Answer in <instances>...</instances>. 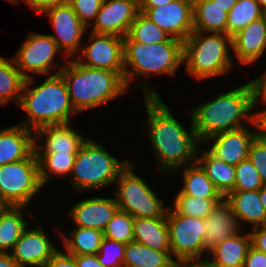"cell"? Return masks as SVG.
Wrapping results in <instances>:
<instances>
[{
  "mask_svg": "<svg viewBox=\"0 0 266 267\" xmlns=\"http://www.w3.org/2000/svg\"><path fill=\"white\" fill-rule=\"evenodd\" d=\"M170 251H157L136 241L126 244L123 267H175Z\"/></svg>",
  "mask_w": 266,
  "mask_h": 267,
  "instance_id": "83f0119b",
  "label": "cell"
},
{
  "mask_svg": "<svg viewBox=\"0 0 266 267\" xmlns=\"http://www.w3.org/2000/svg\"><path fill=\"white\" fill-rule=\"evenodd\" d=\"M225 199L231 204L241 229L243 223L252 228L266 224V210L261 202L260 190L231 191Z\"/></svg>",
  "mask_w": 266,
  "mask_h": 267,
  "instance_id": "603a6c76",
  "label": "cell"
},
{
  "mask_svg": "<svg viewBox=\"0 0 266 267\" xmlns=\"http://www.w3.org/2000/svg\"><path fill=\"white\" fill-rule=\"evenodd\" d=\"M127 35L133 41L142 42L143 44L181 42L180 40L171 38L164 30L141 12L132 22Z\"/></svg>",
  "mask_w": 266,
  "mask_h": 267,
  "instance_id": "e575fe53",
  "label": "cell"
},
{
  "mask_svg": "<svg viewBox=\"0 0 266 267\" xmlns=\"http://www.w3.org/2000/svg\"><path fill=\"white\" fill-rule=\"evenodd\" d=\"M56 34H49L68 59L78 55L87 27L81 22L70 3L58 5L43 12Z\"/></svg>",
  "mask_w": 266,
  "mask_h": 267,
  "instance_id": "4fadbf2b",
  "label": "cell"
},
{
  "mask_svg": "<svg viewBox=\"0 0 266 267\" xmlns=\"http://www.w3.org/2000/svg\"><path fill=\"white\" fill-rule=\"evenodd\" d=\"M254 130L252 122L248 126L215 134L205 140L202 146L213 142L208 150L225 163L236 166L248 159L250 143L256 136Z\"/></svg>",
  "mask_w": 266,
  "mask_h": 267,
  "instance_id": "e0dca14e",
  "label": "cell"
},
{
  "mask_svg": "<svg viewBox=\"0 0 266 267\" xmlns=\"http://www.w3.org/2000/svg\"><path fill=\"white\" fill-rule=\"evenodd\" d=\"M72 124H55L39 127L34 131L35 153H77L89 138L83 137L80 129ZM45 140L44 144L38 142Z\"/></svg>",
  "mask_w": 266,
  "mask_h": 267,
  "instance_id": "ac0fdd59",
  "label": "cell"
},
{
  "mask_svg": "<svg viewBox=\"0 0 266 267\" xmlns=\"http://www.w3.org/2000/svg\"><path fill=\"white\" fill-rule=\"evenodd\" d=\"M177 260L175 267H218L208 256ZM209 258V259H208Z\"/></svg>",
  "mask_w": 266,
  "mask_h": 267,
  "instance_id": "7dc6e473",
  "label": "cell"
},
{
  "mask_svg": "<svg viewBox=\"0 0 266 267\" xmlns=\"http://www.w3.org/2000/svg\"><path fill=\"white\" fill-rule=\"evenodd\" d=\"M174 0H139L140 7H158L173 2Z\"/></svg>",
  "mask_w": 266,
  "mask_h": 267,
  "instance_id": "816d5d0a",
  "label": "cell"
},
{
  "mask_svg": "<svg viewBox=\"0 0 266 267\" xmlns=\"http://www.w3.org/2000/svg\"><path fill=\"white\" fill-rule=\"evenodd\" d=\"M248 159L256 168L263 184H266V141L255 136L249 146Z\"/></svg>",
  "mask_w": 266,
  "mask_h": 267,
  "instance_id": "60d3db41",
  "label": "cell"
},
{
  "mask_svg": "<svg viewBox=\"0 0 266 267\" xmlns=\"http://www.w3.org/2000/svg\"><path fill=\"white\" fill-rule=\"evenodd\" d=\"M34 81V77L25 81L18 106L27 116L17 124L35 131L46 125L72 123V118H77L78 113L72 106L67 84L60 73L47 76L38 86L33 85Z\"/></svg>",
  "mask_w": 266,
  "mask_h": 267,
  "instance_id": "277c9868",
  "label": "cell"
},
{
  "mask_svg": "<svg viewBox=\"0 0 266 267\" xmlns=\"http://www.w3.org/2000/svg\"><path fill=\"white\" fill-rule=\"evenodd\" d=\"M89 44L82 45L75 60L91 68L106 69L124 75V43L123 37L111 34L90 32Z\"/></svg>",
  "mask_w": 266,
  "mask_h": 267,
  "instance_id": "7c38bea8",
  "label": "cell"
},
{
  "mask_svg": "<svg viewBox=\"0 0 266 267\" xmlns=\"http://www.w3.org/2000/svg\"><path fill=\"white\" fill-rule=\"evenodd\" d=\"M133 220L129 213L118 209L103 231L104 237L124 244L134 241Z\"/></svg>",
  "mask_w": 266,
  "mask_h": 267,
  "instance_id": "8d00e7d4",
  "label": "cell"
},
{
  "mask_svg": "<svg viewBox=\"0 0 266 267\" xmlns=\"http://www.w3.org/2000/svg\"><path fill=\"white\" fill-rule=\"evenodd\" d=\"M259 6L262 8V10L266 11V0H256Z\"/></svg>",
  "mask_w": 266,
  "mask_h": 267,
  "instance_id": "11a10c76",
  "label": "cell"
},
{
  "mask_svg": "<svg viewBox=\"0 0 266 267\" xmlns=\"http://www.w3.org/2000/svg\"><path fill=\"white\" fill-rule=\"evenodd\" d=\"M126 244L104 237L96 254L104 267H123Z\"/></svg>",
  "mask_w": 266,
  "mask_h": 267,
  "instance_id": "f35d334b",
  "label": "cell"
},
{
  "mask_svg": "<svg viewBox=\"0 0 266 267\" xmlns=\"http://www.w3.org/2000/svg\"><path fill=\"white\" fill-rule=\"evenodd\" d=\"M131 161L128 158L121 161L113 157L103 144L89 136L76 154L69 183L77 194L102 190L114 185L119 174Z\"/></svg>",
  "mask_w": 266,
  "mask_h": 267,
  "instance_id": "52a82bcc",
  "label": "cell"
},
{
  "mask_svg": "<svg viewBox=\"0 0 266 267\" xmlns=\"http://www.w3.org/2000/svg\"><path fill=\"white\" fill-rule=\"evenodd\" d=\"M239 232L236 236L224 239L207 256L218 267H243L248 250L251 247V236L248 231Z\"/></svg>",
  "mask_w": 266,
  "mask_h": 267,
  "instance_id": "484cf974",
  "label": "cell"
},
{
  "mask_svg": "<svg viewBox=\"0 0 266 267\" xmlns=\"http://www.w3.org/2000/svg\"><path fill=\"white\" fill-rule=\"evenodd\" d=\"M7 1L14 4H19L21 2V0H7Z\"/></svg>",
  "mask_w": 266,
  "mask_h": 267,
  "instance_id": "9f6ffc18",
  "label": "cell"
},
{
  "mask_svg": "<svg viewBox=\"0 0 266 267\" xmlns=\"http://www.w3.org/2000/svg\"><path fill=\"white\" fill-rule=\"evenodd\" d=\"M71 237L59 232L61 235L63 250L71 255L97 254L104 238L103 231L92 228L74 227Z\"/></svg>",
  "mask_w": 266,
  "mask_h": 267,
  "instance_id": "4dcf8cb0",
  "label": "cell"
},
{
  "mask_svg": "<svg viewBox=\"0 0 266 267\" xmlns=\"http://www.w3.org/2000/svg\"><path fill=\"white\" fill-rule=\"evenodd\" d=\"M140 12L171 38L181 42L194 31L193 4L188 0H174L158 7H140Z\"/></svg>",
  "mask_w": 266,
  "mask_h": 267,
  "instance_id": "5bb4252c",
  "label": "cell"
},
{
  "mask_svg": "<svg viewBox=\"0 0 266 267\" xmlns=\"http://www.w3.org/2000/svg\"><path fill=\"white\" fill-rule=\"evenodd\" d=\"M37 14H43L44 11L57 7L58 5L69 3L70 0H22Z\"/></svg>",
  "mask_w": 266,
  "mask_h": 267,
  "instance_id": "f6af8a7d",
  "label": "cell"
},
{
  "mask_svg": "<svg viewBox=\"0 0 266 267\" xmlns=\"http://www.w3.org/2000/svg\"><path fill=\"white\" fill-rule=\"evenodd\" d=\"M24 206H0V252L10 253L22 232L28 227ZM29 210V211H28Z\"/></svg>",
  "mask_w": 266,
  "mask_h": 267,
  "instance_id": "d4e9b609",
  "label": "cell"
},
{
  "mask_svg": "<svg viewBox=\"0 0 266 267\" xmlns=\"http://www.w3.org/2000/svg\"><path fill=\"white\" fill-rule=\"evenodd\" d=\"M41 267H77L75 255L59 250Z\"/></svg>",
  "mask_w": 266,
  "mask_h": 267,
  "instance_id": "7bdbcfd3",
  "label": "cell"
},
{
  "mask_svg": "<svg viewBox=\"0 0 266 267\" xmlns=\"http://www.w3.org/2000/svg\"><path fill=\"white\" fill-rule=\"evenodd\" d=\"M251 81L254 85V101L266 102V71Z\"/></svg>",
  "mask_w": 266,
  "mask_h": 267,
  "instance_id": "c3c4849f",
  "label": "cell"
},
{
  "mask_svg": "<svg viewBox=\"0 0 266 267\" xmlns=\"http://www.w3.org/2000/svg\"><path fill=\"white\" fill-rule=\"evenodd\" d=\"M136 168V163L131 161L115 181L113 193L119 209L133 217H167L169 206L135 173Z\"/></svg>",
  "mask_w": 266,
  "mask_h": 267,
  "instance_id": "ba28073f",
  "label": "cell"
},
{
  "mask_svg": "<svg viewBox=\"0 0 266 267\" xmlns=\"http://www.w3.org/2000/svg\"><path fill=\"white\" fill-rule=\"evenodd\" d=\"M74 12L89 29L96 19L103 0H70Z\"/></svg>",
  "mask_w": 266,
  "mask_h": 267,
  "instance_id": "ab89813d",
  "label": "cell"
},
{
  "mask_svg": "<svg viewBox=\"0 0 266 267\" xmlns=\"http://www.w3.org/2000/svg\"><path fill=\"white\" fill-rule=\"evenodd\" d=\"M0 267H21L12 257L11 253L0 252Z\"/></svg>",
  "mask_w": 266,
  "mask_h": 267,
  "instance_id": "f907efd6",
  "label": "cell"
},
{
  "mask_svg": "<svg viewBox=\"0 0 266 267\" xmlns=\"http://www.w3.org/2000/svg\"><path fill=\"white\" fill-rule=\"evenodd\" d=\"M134 241L157 251H170L167 217L141 218L133 220Z\"/></svg>",
  "mask_w": 266,
  "mask_h": 267,
  "instance_id": "cb8c5ba5",
  "label": "cell"
},
{
  "mask_svg": "<svg viewBox=\"0 0 266 267\" xmlns=\"http://www.w3.org/2000/svg\"><path fill=\"white\" fill-rule=\"evenodd\" d=\"M34 130L16 124L0 129V166L24 160L35 151Z\"/></svg>",
  "mask_w": 266,
  "mask_h": 267,
  "instance_id": "7402d4cb",
  "label": "cell"
},
{
  "mask_svg": "<svg viewBox=\"0 0 266 267\" xmlns=\"http://www.w3.org/2000/svg\"><path fill=\"white\" fill-rule=\"evenodd\" d=\"M43 188L35 151L24 160L0 166V206L27 207Z\"/></svg>",
  "mask_w": 266,
  "mask_h": 267,
  "instance_id": "9c48e42d",
  "label": "cell"
},
{
  "mask_svg": "<svg viewBox=\"0 0 266 267\" xmlns=\"http://www.w3.org/2000/svg\"><path fill=\"white\" fill-rule=\"evenodd\" d=\"M124 43V75L127 89L138 78L143 79V97H161L157 89L149 85L147 77L150 75H168L173 77L178 68L183 65V42H161L143 44L133 41L128 35L123 37ZM137 77V78H136ZM146 81V82H144ZM147 83V84H146Z\"/></svg>",
  "mask_w": 266,
  "mask_h": 267,
  "instance_id": "3957f363",
  "label": "cell"
},
{
  "mask_svg": "<svg viewBox=\"0 0 266 267\" xmlns=\"http://www.w3.org/2000/svg\"><path fill=\"white\" fill-rule=\"evenodd\" d=\"M58 53L64 56V63L62 62V64L55 61ZM14 56L13 61L16 68L26 79L34 77L36 74H59L68 61V58L49 34H40L34 31L25 37L24 42ZM52 69H57V71L54 70V72Z\"/></svg>",
  "mask_w": 266,
  "mask_h": 267,
  "instance_id": "30bf717a",
  "label": "cell"
},
{
  "mask_svg": "<svg viewBox=\"0 0 266 267\" xmlns=\"http://www.w3.org/2000/svg\"><path fill=\"white\" fill-rule=\"evenodd\" d=\"M139 13V0H103L90 32L125 37Z\"/></svg>",
  "mask_w": 266,
  "mask_h": 267,
  "instance_id": "9a60e30c",
  "label": "cell"
},
{
  "mask_svg": "<svg viewBox=\"0 0 266 267\" xmlns=\"http://www.w3.org/2000/svg\"><path fill=\"white\" fill-rule=\"evenodd\" d=\"M265 105L266 106V102L265 101H254L253 103V118H252V122L254 124L255 127V134L256 137H258L261 140L266 141V107L259 112H255L254 110H256L255 108L258 107V105Z\"/></svg>",
  "mask_w": 266,
  "mask_h": 267,
  "instance_id": "b9f144b4",
  "label": "cell"
},
{
  "mask_svg": "<svg viewBox=\"0 0 266 267\" xmlns=\"http://www.w3.org/2000/svg\"><path fill=\"white\" fill-rule=\"evenodd\" d=\"M266 22L260 17L232 37V53L242 65L258 62L266 53Z\"/></svg>",
  "mask_w": 266,
  "mask_h": 267,
  "instance_id": "44dd1931",
  "label": "cell"
},
{
  "mask_svg": "<svg viewBox=\"0 0 266 267\" xmlns=\"http://www.w3.org/2000/svg\"><path fill=\"white\" fill-rule=\"evenodd\" d=\"M236 179L233 191L260 190L263 182L249 159L235 166Z\"/></svg>",
  "mask_w": 266,
  "mask_h": 267,
  "instance_id": "74e56055",
  "label": "cell"
},
{
  "mask_svg": "<svg viewBox=\"0 0 266 267\" xmlns=\"http://www.w3.org/2000/svg\"><path fill=\"white\" fill-rule=\"evenodd\" d=\"M170 252L177 261L185 258L203 257L205 219L178 214L172 207L167 213Z\"/></svg>",
  "mask_w": 266,
  "mask_h": 267,
  "instance_id": "8fae6325",
  "label": "cell"
},
{
  "mask_svg": "<svg viewBox=\"0 0 266 267\" xmlns=\"http://www.w3.org/2000/svg\"><path fill=\"white\" fill-rule=\"evenodd\" d=\"M204 255L224 239L236 236L241 229L231 204L223 198L205 218Z\"/></svg>",
  "mask_w": 266,
  "mask_h": 267,
  "instance_id": "ffe728a7",
  "label": "cell"
},
{
  "mask_svg": "<svg viewBox=\"0 0 266 267\" xmlns=\"http://www.w3.org/2000/svg\"><path fill=\"white\" fill-rule=\"evenodd\" d=\"M243 267H266V253L250 247Z\"/></svg>",
  "mask_w": 266,
  "mask_h": 267,
  "instance_id": "bcb514c9",
  "label": "cell"
},
{
  "mask_svg": "<svg viewBox=\"0 0 266 267\" xmlns=\"http://www.w3.org/2000/svg\"><path fill=\"white\" fill-rule=\"evenodd\" d=\"M229 90L215 94L210 100L192 107L189 112L195 134L202 144L215 134L252 123L255 100L252 81Z\"/></svg>",
  "mask_w": 266,
  "mask_h": 267,
  "instance_id": "7a4b0ae2",
  "label": "cell"
},
{
  "mask_svg": "<svg viewBox=\"0 0 266 267\" xmlns=\"http://www.w3.org/2000/svg\"><path fill=\"white\" fill-rule=\"evenodd\" d=\"M75 263L77 267H104L96 254L75 255Z\"/></svg>",
  "mask_w": 266,
  "mask_h": 267,
  "instance_id": "681fc988",
  "label": "cell"
},
{
  "mask_svg": "<svg viewBox=\"0 0 266 267\" xmlns=\"http://www.w3.org/2000/svg\"><path fill=\"white\" fill-rule=\"evenodd\" d=\"M52 242L42 226L28 225L10 253L21 267H41L59 250Z\"/></svg>",
  "mask_w": 266,
  "mask_h": 267,
  "instance_id": "2e32d148",
  "label": "cell"
},
{
  "mask_svg": "<svg viewBox=\"0 0 266 267\" xmlns=\"http://www.w3.org/2000/svg\"><path fill=\"white\" fill-rule=\"evenodd\" d=\"M221 7L225 8V11L228 13L229 10L236 4L237 0H213Z\"/></svg>",
  "mask_w": 266,
  "mask_h": 267,
  "instance_id": "f5cc1de1",
  "label": "cell"
},
{
  "mask_svg": "<svg viewBox=\"0 0 266 267\" xmlns=\"http://www.w3.org/2000/svg\"><path fill=\"white\" fill-rule=\"evenodd\" d=\"M143 101L146 108L143 128L147 127L145 130L155 152L154 161L161 175L173 174L178 168L180 170V167L197 162L202 143L195 134L191 115L190 128H186L174 117L161 97H143Z\"/></svg>",
  "mask_w": 266,
  "mask_h": 267,
  "instance_id": "6da1fadb",
  "label": "cell"
},
{
  "mask_svg": "<svg viewBox=\"0 0 266 267\" xmlns=\"http://www.w3.org/2000/svg\"><path fill=\"white\" fill-rule=\"evenodd\" d=\"M182 168L183 180L180 182L183 185L179 190L182 194L200 198H224L198 162Z\"/></svg>",
  "mask_w": 266,
  "mask_h": 267,
  "instance_id": "f546056e",
  "label": "cell"
},
{
  "mask_svg": "<svg viewBox=\"0 0 266 267\" xmlns=\"http://www.w3.org/2000/svg\"><path fill=\"white\" fill-rule=\"evenodd\" d=\"M77 153H36L39 169V180L43 187L49 181L60 177L70 176Z\"/></svg>",
  "mask_w": 266,
  "mask_h": 267,
  "instance_id": "d6a6232c",
  "label": "cell"
},
{
  "mask_svg": "<svg viewBox=\"0 0 266 267\" xmlns=\"http://www.w3.org/2000/svg\"><path fill=\"white\" fill-rule=\"evenodd\" d=\"M264 18H265V22H266V11L264 12Z\"/></svg>",
  "mask_w": 266,
  "mask_h": 267,
  "instance_id": "680465c9",
  "label": "cell"
},
{
  "mask_svg": "<svg viewBox=\"0 0 266 267\" xmlns=\"http://www.w3.org/2000/svg\"><path fill=\"white\" fill-rule=\"evenodd\" d=\"M260 198L262 205L264 206L266 210V184L263 185V187L260 189Z\"/></svg>",
  "mask_w": 266,
  "mask_h": 267,
  "instance_id": "db71d44e",
  "label": "cell"
},
{
  "mask_svg": "<svg viewBox=\"0 0 266 267\" xmlns=\"http://www.w3.org/2000/svg\"><path fill=\"white\" fill-rule=\"evenodd\" d=\"M60 74L67 84L72 106L79 114L97 109L129 91L118 72L83 66L75 59H68Z\"/></svg>",
  "mask_w": 266,
  "mask_h": 267,
  "instance_id": "5b68a950",
  "label": "cell"
},
{
  "mask_svg": "<svg viewBox=\"0 0 266 267\" xmlns=\"http://www.w3.org/2000/svg\"><path fill=\"white\" fill-rule=\"evenodd\" d=\"M222 199L191 197L178 191L172 208L178 214L205 219Z\"/></svg>",
  "mask_w": 266,
  "mask_h": 267,
  "instance_id": "d590c367",
  "label": "cell"
},
{
  "mask_svg": "<svg viewBox=\"0 0 266 267\" xmlns=\"http://www.w3.org/2000/svg\"><path fill=\"white\" fill-rule=\"evenodd\" d=\"M26 78L16 68L13 58L0 55V105L15 101L18 105Z\"/></svg>",
  "mask_w": 266,
  "mask_h": 267,
  "instance_id": "1f68e13d",
  "label": "cell"
},
{
  "mask_svg": "<svg viewBox=\"0 0 266 267\" xmlns=\"http://www.w3.org/2000/svg\"><path fill=\"white\" fill-rule=\"evenodd\" d=\"M249 233L251 236V246L266 253V224L255 228L250 227Z\"/></svg>",
  "mask_w": 266,
  "mask_h": 267,
  "instance_id": "ee69618b",
  "label": "cell"
},
{
  "mask_svg": "<svg viewBox=\"0 0 266 267\" xmlns=\"http://www.w3.org/2000/svg\"><path fill=\"white\" fill-rule=\"evenodd\" d=\"M263 16L264 11L256 0H237L227 15L226 34L232 38L252 21Z\"/></svg>",
  "mask_w": 266,
  "mask_h": 267,
  "instance_id": "836d02e7",
  "label": "cell"
},
{
  "mask_svg": "<svg viewBox=\"0 0 266 267\" xmlns=\"http://www.w3.org/2000/svg\"><path fill=\"white\" fill-rule=\"evenodd\" d=\"M188 1L194 5V4H196L197 2L202 1V0H188Z\"/></svg>",
  "mask_w": 266,
  "mask_h": 267,
  "instance_id": "6f0895ef",
  "label": "cell"
},
{
  "mask_svg": "<svg viewBox=\"0 0 266 267\" xmlns=\"http://www.w3.org/2000/svg\"><path fill=\"white\" fill-rule=\"evenodd\" d=\"M197 162L224 198L233 191L236 179L235 166L225 163L208 149L201 147L197 153Z\"/></svg>",
  "mask_w": 266,
  "mask_h": 267,
  "instance_id": "4316f807",
  "label": "cell"
},
{
  "mask_svg": "<svg viewBox=\"0 0 266 267\" xmlns=\"http://www.w3.org/2000/svg\"><path fill=\"white\" fill-rule=\"evenodd\" d=\"M231 54L232 38L224 33L193 31L183 42L185 71L199 81L227 76L234 65Z\"/></svg>",
  "mask_w": 266,
  "mask_h": 267,
  "instance_id": "8992f818",
  "label": "cell"
},
{
  "mask_svg": "<svg viewBox=\"0 0 266 267\" xmlns=\"http://www.w3.org/2000/svg\"><path fill=\"white\" fill-rule=\"evenodd\" d=\"M225 8L213 0H202L193 5L194 31L226 34Z\"/></svg>",
  "mask_w": 266,
  "mask_h": 267,
  "instance_id": "f1b7e54d",
  "label": "cell"
},
{
  "mask_svg": "<svg viewBox=\"0 0 266 267\" xmlns=\"http://www.w3.org/2000/svg\"><path fill=\"white\" fill-rule=\"evenodd\" d=\"M118 209L115 197L94 196L74 203L68 216L77 227L104 231Z\"/></svg>",
  "mask_w": 266,
  "mask_h": 267,
  "instance_id": "d6986e66",
  "label": "cell"
}]
</instances>
